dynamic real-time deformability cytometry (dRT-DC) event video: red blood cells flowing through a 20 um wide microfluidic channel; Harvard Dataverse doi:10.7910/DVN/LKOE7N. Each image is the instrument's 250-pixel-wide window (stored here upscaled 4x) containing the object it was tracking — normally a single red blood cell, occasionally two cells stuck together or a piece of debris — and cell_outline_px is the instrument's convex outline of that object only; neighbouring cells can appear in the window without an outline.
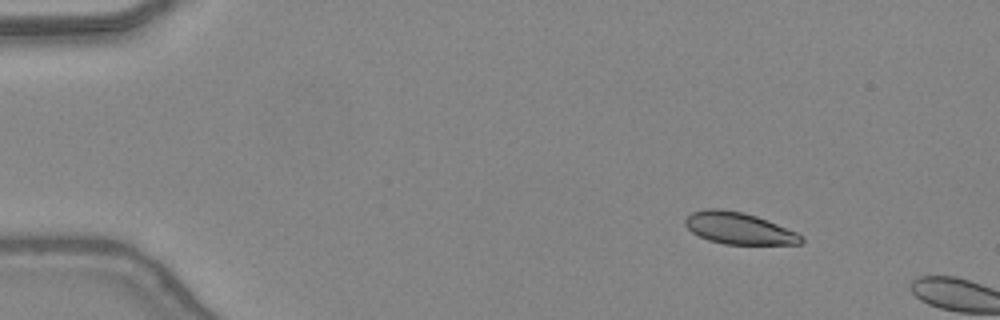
{"species": "common noctule bat (a hibernating species)", "species_latin": "Nyctalus noctula", "temperature_condition": "warm", "stored_images_in_passage": 40, "camera_frame_rate_fps": 3000, "um_per_image_px": 0.085, "animal": {"sex": "female", "body_mass_g": 24.6, "forearm_length_mm": 56.2}, "frame": {"image": 1, "passage_image": 1, "time_ms": 0.0, "image_size_px": [1000, 320], "cell_outline_px": [[804, 240], [800, 244], [724, 244], [708, 240], [692, 232], [684, 224], [684, 220], [692, 212], [704, 208], [720, 208], [744, 212], [756, 216], [796, 232], [804, 236]], "centroid_in_image_um": [62.78, 19.4], "position_along_channel_um": 22.2, "area_um2": 21.44}}
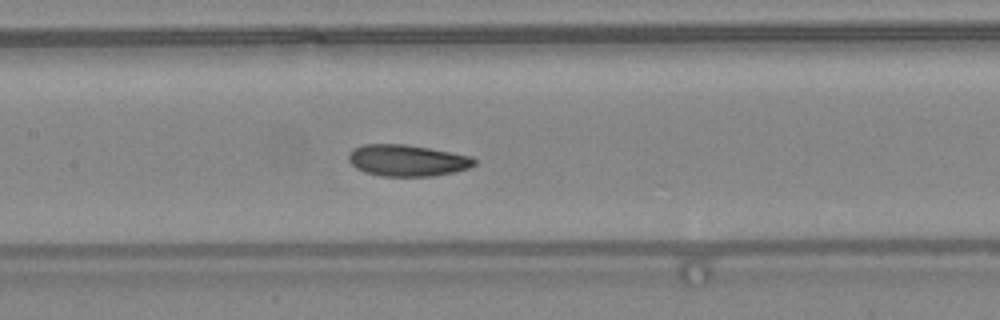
{"frame": {"image": 2, "passage_image": 18, "time_ms": 5.667, "image_size_px": [1000, 320], "cell_outline_px": [[476, 164], [468, 168], [456, 172], [432, 176], [380, 176], [364, 172], [356, 168], [348, 160], [348, 156], [352, 148], [364, 144], [404, 144], [428, 148], [472, 156], [476, 160]], "centroid_in_image_um": [34.6, 13.64], "position_along_channel_um": 172.8, "area_um2": 23.18}}
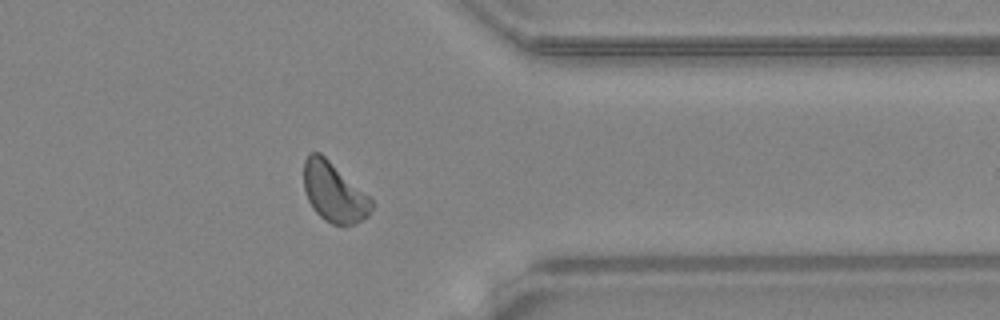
{"frame": {"image": 3, "passage_image": 33, "time_ms": 10.667, "image_size_px": [1000, 320], "cell_outline_px": [[372, 208], [368, 216], [356, 224], [344, 228], [332, 224], [324, 220], [312, 208], [308, 200], [304, 188], [304, 160], [312, 152], [320, 152], [368, 196], [372, 200]], "centroid_in_image_um": [28.38, 16.4], "position_along_channel_um": 383.0, "area_um2": 23.41}, "authors_computed_cell_mechanics": {"area_um2": 23.0911, "velocity_mm_per_s": 4.3946, "shape_relaxation_time_tau1_ms": 3.6005, "shape_relaxation_time_tau2_ms": 4.4284, "deformation_change_tau1": 0.1044, "deformation_change_tau2": 0.0942}}